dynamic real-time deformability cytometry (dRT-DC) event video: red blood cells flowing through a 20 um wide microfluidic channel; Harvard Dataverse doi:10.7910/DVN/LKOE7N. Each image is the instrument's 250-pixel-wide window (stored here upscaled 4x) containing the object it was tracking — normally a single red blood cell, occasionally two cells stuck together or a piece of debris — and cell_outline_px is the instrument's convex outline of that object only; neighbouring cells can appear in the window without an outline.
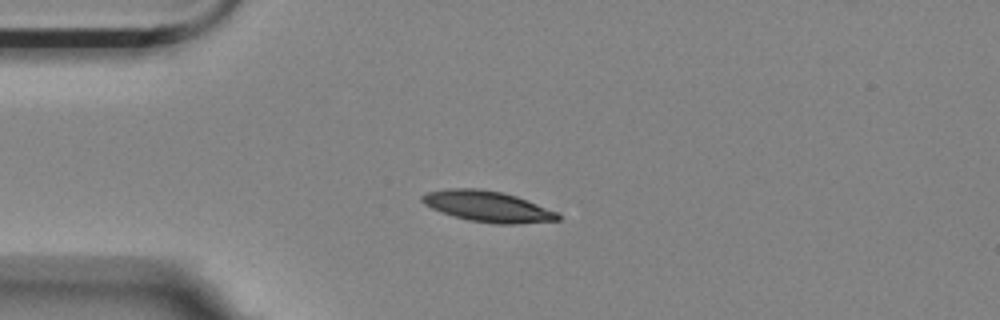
{"species": "Egyptian fruit bat (a non-hibernating species)", "species_latin": "Rousettus aegyptiacus", "temperature_condition": "room temperature", "stored_images_in_passage": 6, "camera_frame_rate_fps": 3000, "um_per_image_px": 0.085, "animal": {"sex": "female"}, "frame": {"image": 1, "passage_image": 1, "time_ms": 0.0, "image_size_px": [1000, 320], "cell_outline_px": [[560, 220], [516, 224], [496, 224], [468, 220], [440, 212], [424, 204], [420, 200], [420, 196], [428, 192], [448, 188], [480, 188], [504, 192], [516, 196], [560, 212]], "centroid_in_image_um": [41.47, 17.54], "position_along_channel_um": 43.5, "area_um2": 24.68}}
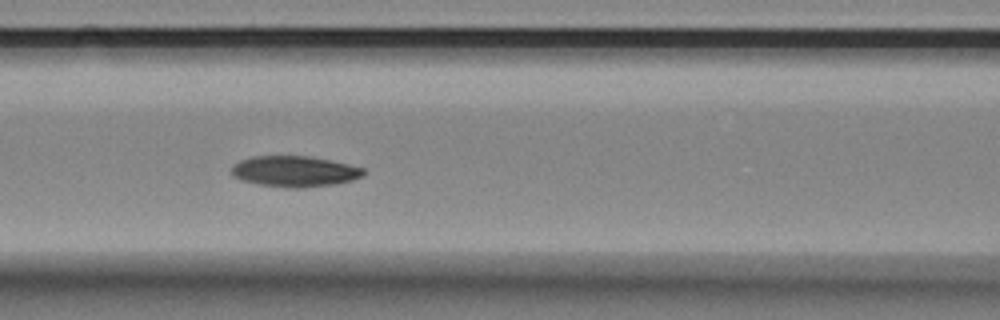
{"frame": {"image": 2, "passage_image": 4, "time_ms": 1.0, "image_size_px": [1000, 320], "cell_outline_px": [[368, 172], [364, 176], [352, 180], [336, 184], [304, 188], [288, 188], [256, 184], [240, 180], [232, 176], [232, 164], [240, 160], [252, 156], [308, 156], [348, 164], [364, 168]], "centroid_in_image_um": [25.04, 14.58], "position_along_channel_um": 141.6, "area_um2": 24.04}}
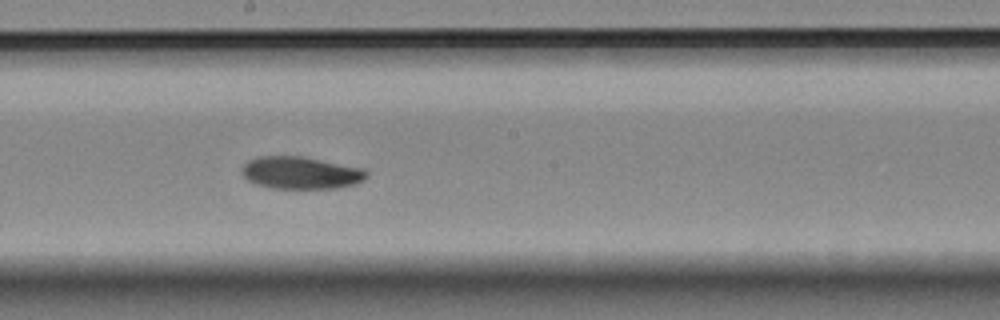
{"frame": {"image": 3, "passage_image": 6, "time_ms": 1.667, "image_size_px": [1000, 320], "cell_outline_px": [[368, 176], [364, 180], [356, 184], [340, 188], [272, 188], [256, 184], [248, 180], [244, 176], [244, 164], [248, 160], [256, 156], [304, 156], [364, 168], [368, 172]], "centroid_in_image_um": [25.63, 14.68], "position_along_channel_um": 222.6, "area_um2": 23.64}}